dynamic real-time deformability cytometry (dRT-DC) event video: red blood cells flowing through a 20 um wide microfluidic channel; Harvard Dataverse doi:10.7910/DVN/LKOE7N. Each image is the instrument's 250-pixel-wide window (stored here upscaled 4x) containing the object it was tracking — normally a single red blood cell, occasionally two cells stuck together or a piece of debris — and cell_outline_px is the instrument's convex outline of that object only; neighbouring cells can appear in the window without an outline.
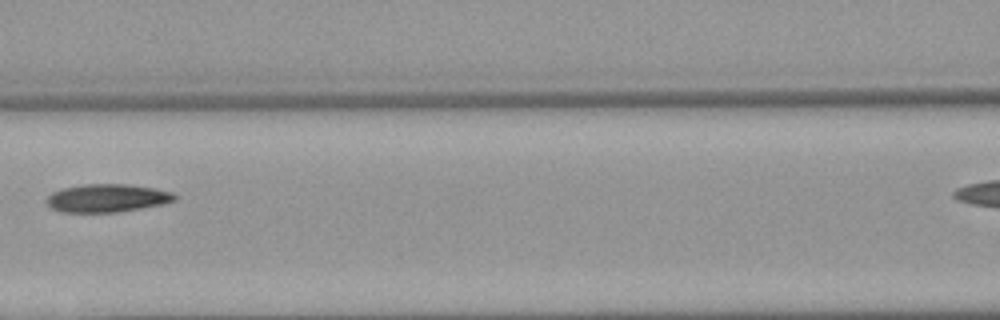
{"species": "Egyptian fruit bat (a non-hibernating species)", "species_latin": "Rousettus aegyptiacus", "temperature_condition": "warm", "stored_images_in_passage": 6, "segment_of_instrument_passage": [1, 2], "camera_frame_rate_fps": 3000, "um_per_image_px": 0.085, "animal": {"sex": "female"}, "frame": {"image": 1, "passage_image": 5, "time_ms": 5.667, "image_size_px": [1000, 320], "cell_outline_px": [[176, 200], [164, 204], [116, 212], [60, 212], [52, 208], [44, 200], [52, 192], [64, 188], [84, 184], [128, 184], [156, 188], [172, 192], [176, 196]], "centroid_in_image_um": [9.11, 16.83], "position_along_channel_um": 157.5, "area_um2": 20.98}}